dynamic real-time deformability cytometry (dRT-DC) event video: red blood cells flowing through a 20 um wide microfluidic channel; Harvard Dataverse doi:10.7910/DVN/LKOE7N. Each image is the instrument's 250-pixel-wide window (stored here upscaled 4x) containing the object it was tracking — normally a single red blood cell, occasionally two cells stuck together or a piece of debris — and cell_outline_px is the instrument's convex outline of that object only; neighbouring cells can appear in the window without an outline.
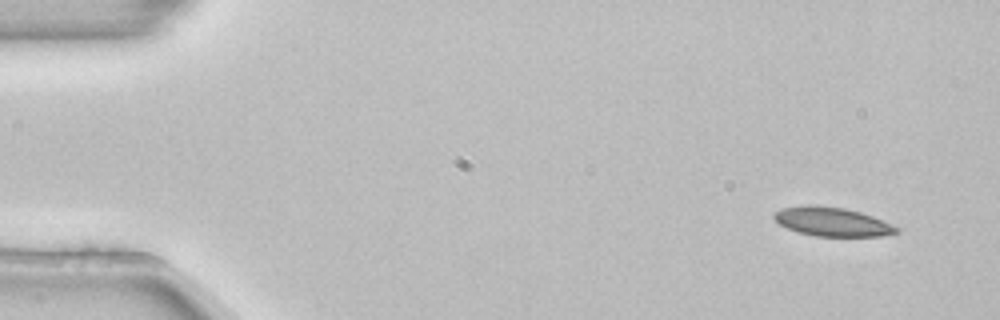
{"species": "common noctule bat (a hibernating species)", "species_latin": "Nyctalus noctula", "temperature_condition": "room temperature", "stored_images_in_passage": 4, "camera_frame_rate_fps": 3000, "um_per_image_px": 0.085, "animal": {"sex": "female", "body_mass_g": 22.7, "forearm_length_mm": 54.2}, "frame": {"image": 1, "passage_image": 1, "time_ms": 0.0, "image_size_px": [1000, 320], "cell_outline_px": [[900, 232], [880, 236], [816, 236], [800, 232], [788, 228], [780, 224], [772, 216], [780, 208], [808, 204], [844, 208], [860, 212], [872, 216], [900, 228]], "centroid_in_image_um": [70.74, 18.84], "position_along_channel_um": 14.3, "area_um2": 20.46}}
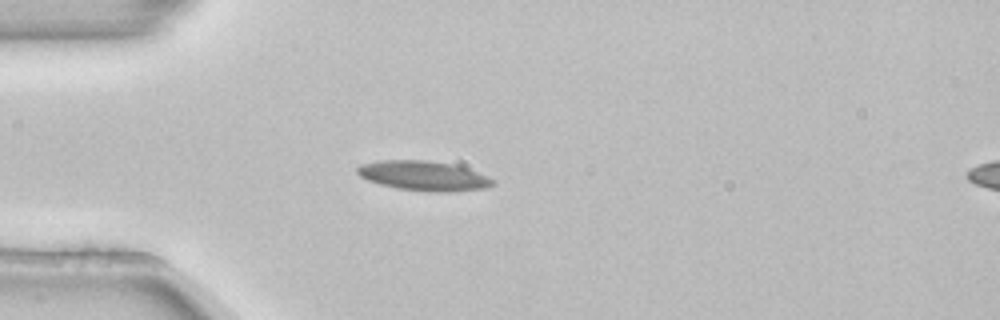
{"frame": {"image": 2, "passage_image": 4, "time_ms": 1.0, "image_size_px": [1000, 320], "cell_outline_px": [[496, 184], [488, 188], [448, 192], [428, 192], [396, 188], [380, 184], [368, 180], [360, 176], [356, 172], [356, 168], [360, 164], [380, 160], [424, 160], [452, 164], [476, 172], [496, 180]], "centroid_in_image_um": [36.0, 14.95], "position_along_channel_um": 49.0, "area_um2": 23.52}}